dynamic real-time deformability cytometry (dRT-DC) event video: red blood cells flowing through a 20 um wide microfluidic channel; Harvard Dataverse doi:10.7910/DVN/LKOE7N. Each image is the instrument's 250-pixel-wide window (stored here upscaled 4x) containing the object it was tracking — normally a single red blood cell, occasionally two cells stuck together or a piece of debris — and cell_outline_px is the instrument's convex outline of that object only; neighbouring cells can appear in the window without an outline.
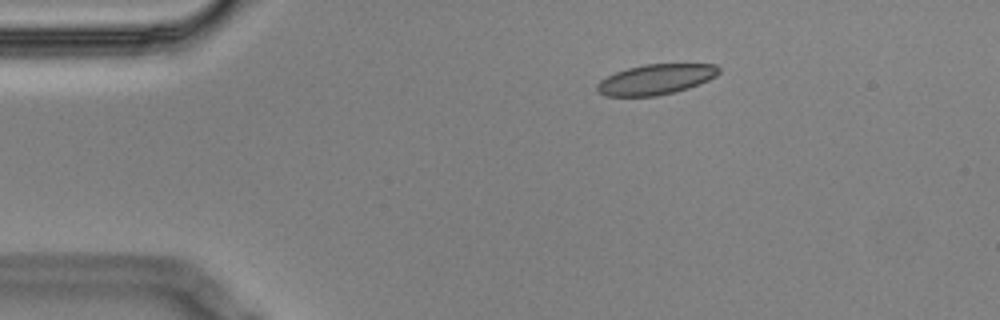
{"species": "Egyptian fruit bat (a non-hibernating species)", "species_latin": "Rousettus aegyptiacus", "temperature_condition": "cold", "stored_images_in_passage": 4, "camera_frame_rate_fps": 3000, "um_per_image_px": 0.085, "animal": {"sex": "male"}, "frame": {"image": 1, "passage_image": 3, "time_ms": 0.667, "image_size_px": [1000, 320], "cell_outline_px": [[720, 72], [716, 76], [708, 80], [688, 88], [676, 92], [656, 96], [604, 96], [596, 88], [596, 84], [600, 80], [616, 72], [628, 68], [644, 64], [716, 64], [720, 68]], "centroid_in_image_um": [55.75, 6.75], "position_along_channel_um": 29.2, "area_um2": 21.5}}